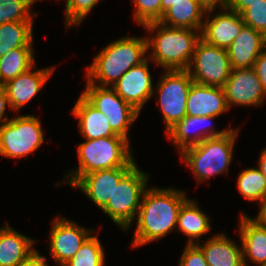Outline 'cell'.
Segmentation results:
<instances>
[{"label": "cell", "instance_id": "obj_1", "mask_svg": "<svg viewBox=\"0 0 266 266\" xmlns=\"http://www.w3.org/2000/svg\"><path fill=\"white\" fill-rule=\"evenodd\" d=\"M186 192L173 188H147L137 212L132 247L156 241L176 228L178 215L188 199Z\"/></svg>", "mask_w": 266, "mask_h": 266}, {"label": "cell", "instance_id": "obj_2", "mask_svg": "<svg viewBox=\"0 0 266 266\" xmlns=\"http://www.w3.org/2000/svg\"><path fill=\"white\" fill-rule=\"evenodd\" d=\"M143 27L148 32L156 34L146 38L147 51L152 50L149 58L156 65L163 67L166 71L187 70L195 46L201 38L199 30L170 27L160 22L148 23Z\"/></svg>", "mask_w": 266, "mask_h": 266}, {"label": "cell", "instance_id": "obj_3", "mask_svg": "<svg viewBox=\"0 0 266 266\" xmlns=\"http://www.w3.org/2000/svg\"><path fill=\"white\" fill-rule=\"evenodd\" d=\"M147 52L146 37L117 39L96 55L86 70L87 80L97 86H113L130 68L143 62Z\"/></svg>", "mask_w": 266, "mask_h": 266}, {"label": "cell", "instance_id": "obj_4", "mask_svg": "<svg viewBox=\"0 0 266 266\" xmlns=\"http://www.w3.org/2000/svg\"><path fill=\"white\" fill-rule=\"evenodd\" d=\"M129 143L124 137L86 139L77 148L79 168L71 170L64 182L72 186L83 175L97 170L134 167L136 163Z\"/></svg>", "mask_w": 266, "mask_h": 266}, {"label": "cell", "instance_id": "obj_5", "mask_svg": "<svg viewBox=\"0 0 266 266\" xmlns=\"http://www.w3.org/2000/svg\"><path fill=\"white\" fill-rule=\"evenodd\" d=\"M238 129H229L219 137L205 139L180 152L181 161L189 165L199 183L219 173L227 174L233 159V148Z\"/></svg>", "mask_w": 266, "mask_h": 266}, {"label": "cell", "instance_id": "obj_6", "mask_svg": "<svg viewBox=\"0 0 266 266\" xmlns=\"http://www.w3.org/2000/svg\"><path fill=\"white\" fill-rule=\"evenodd\" d=\"M148 175L135 165L114 188L111 199L102 208L117 226L127 230L135 219L145 190Z\"/></svg>", "mask_w": 266, "mask_h": 266}, {"label": "cell", "instance_id": "obj_7", "mask_svg": "<svg viewBox=\"0 0 266 266\" xmlns=\"http://www.w3.org/2000/svg\"><path fill=\"white\" fill-rule=\"evenodd\" d=\"M41 123L33 115L17 116L0 125V154L21 158L36 151L44 142Z\"/></svg>", "mask_w": 266, "mask_h": 266}, {"label": "cell", "instance_id": "obj_8", "mask_svg": "<svg viewBox=\"0 0 266 266\" xmlns=\"http://www.w3.org/2000/svg\"><path fill=\"white\" fill-rule=\"evenodd\" d=\"M187 71L195 83L223 87L232 71L227 49L200 38Z\"/></svg>", "mask_w": 266, "mask_h": 266}, {"label": "cell", "instance_id": "obj_9", "mask_svg": "<svg viewBox=\"0 0 266 266\" xmlns=\"http://www.w3.org/2000/svg\"><path fill=\"white\" fill-rule=\"evenodd\" d=\"M162 75L155 90L167 132L187 115V96L193 80L187 70H167Z\"/></svg>", "mask_w": 266, "mask_h": 266}, {"label": "cell", "instance_id": "obj_10", "mask_svg": "<svg viewBox=\"0 0 266 266\" xmlns=\"http://www.w3.org/2000/svg\"><path fill=\"white\" fill-rule=\"evenodd\" d=\"M110 87L97 86L87 80L86 89L82 95L107 117L111 129L117 135L129 140V128L140 112Z\"/></svg>", "mask_w": 266, "mask_h": 266}, {"label": "cell", "instance_id": "obj_11", "mask_svg": "<svg viewBox=\"0 0 266 266\" xmlns=\"http://www.w3.org/2000/svg\"><path fill=\"white\" fill-rule=\"evenodd\" d=\"M51 228L50 256L52 255L55 263L61 266L74 257L93 232L71 220H67L65 217L54 219Z\"/></svg>", "mask_w": 266, "mask_h": 266}, {"label": "cell", "instance_id": "obj_12", "mask_svg": "<svg viewBox=\"0 0 266 266\" xmlns=\"http://www.w3.org/2000/svg\"><path fill=\"white\" fill-rule=\"evenodd\" d=\"M228 108L231 106H259L266 99L253 67L233 69L223 86Z\"/></svg>", "mask_w": 266, "mask_h": 266}, {"label": "cell", "instance_id": "obj_13", "mask_svg": "<svg viewBox=\"0 0 266 266\" xmlns=\"http://www.w3.org/2000/svg\"><path fill=\"white\" fill-rule=\"evenodd\" d=\"M148 60L150 59L146 58L139 65L130 68L111 87L123 100L139 112L153 96L155 89L148 68Z\"/></svg>", "mask_w": 266, "mask_h": 266}, {"label": "cell", "instance_id": "obj_14", "mask_svg": "<svg viewBox=\"0 0 266 266\" xmlns=\"http://www.w3.org/2000/svg\"><path fill=\"white\" fill-rule=\"evenodd\" d=\"M221 10L216 12L217 14L214 15L212 19L209 18V15L215 10L206 11V18H204L205 20L200 31V37L211 45L228 49L233 40L239 35L245 23L243 22L241 14L226 7Z\"/></svg>", "mask_w": 266, "mask_h": 266}, {"label": "cell", "instance_id": "obj_15", "mask_svg": "<svg viewBox=\"0 0 266 266\" xmlns=\"http://www.w3.org/2000/svg\"><path fill=\"white\" fill-rule=\"evenodd\" d=\"M133 167H116L97 170L80 177L72 186L82 190L102 209L111 199L115 186Z\"/></svg>", "mask_w": 266, "mask_h": 266}, {"label": "cell", "instance_id": "obj_16", "mask_svg": "<svg viewBox=\"0 0 266 266\" xmlns=\"http://www.w3.org/2000/svg\"><path fill=\"white\" fill-rule=\"evenodd\" d=\"M215 118V116L193 117L186 115L180 122L170 128L166 134L177 145L179 152H181L183 149L199 144L205 139L219 137L229 131V129L215 131L214 127L210 128L208 125L212 126L211 122L213 123L212 120ZM198 127H200V130ZM194 128H198L196 132H194Z\"/></svg>", "mask_w": 266, "mask_h": 266}, {"label": "cell", "instance_id": "obj_17", "mask_svg": "<svg viewBox=\"0 0 266 266\" xmlns=\"http://www.w3.org/2000/svg\"><path fill=\"white\" fill-rule=\"evenodd\" d=\"M54 69L50 67L32 71L31 67L28 71L3 84L11 110L17 112L30 102L50 78Z\"/></svg>", "mask_w": 266, "mask_h": 266}, {"label": "cell", "instance_id": "obj_18", "mask_svg": "<svg viewBox=\"0 0 266 266\" xmlns=\"http://www.w3.org/2000/svg\"><path fill=\"white\" fill-rule=\"evenodd\" d=\"M223 87L192 82L187 96V116H219L228 110Z\"/></svg>", "mask_w": 266, "mask_h": 266}, {"label": "cell", "instance_id": "obj_19", "mask_svg": "<svg viewBox=\"0 0 266 266\" xmlns=\"http://www.w3.org/2000/svg\"><path fill=\"white\" fill-rule=\"evenodd\" d=\"M265 48L266 36L244 25L227 49L232 70L253 67L254 62Z\"/></svg>", "mask_w": 266, "mask_h": 266}, {"label": "cell", "instance_id": "obj_20", "mask_svg": "<svg viewBox=\"0 0 266 266\" xmlns=\"http://www.w3.org/2000/svg\"><path fill=\"white\" fill-rule=\"evenodd\" d=\"M240 216L239 236L244 266H248L247 258L263 266L266 264V225L243 213Z\"/></svg>", "mask_w": 266, "mask_h": 266}, {"label": "cell", "instance_id": "obj_21", "mask_svg": "<svg viewBox=\"0 0 266 266\" xmlns=\"http://www.w3.org/2000/svg\"><path fill=\"white\" fill-rule=\"evenodd\" d=\"M74 104L72 113L79 119V132L85 139L93 140L103 137H122L111 129L107 117L82 94Z\"/></svg>", "mask_w": 266, "mask_h": 266}, {"label": "cell", "instance_id": "obj_22", "mask_svg": "<svg viewBox=\"0 0 266 266\" xmlns=\"http://www.w3.org/2000/svg\"><path fill=\"white\" fill-rule=\"evenodd\" d=\"M204 253L209 266H244L243 250L224 233L212 236L204 245L195 243Z\"/></svg>", "mask_w": 266, "mask_h": 266}, {"label": "cell", "instance_id": "obj_23", "mask_svg": "<svg viewBox=\"0 0 266 266\" xmlns=\"http://www.w3.org/2000/svg\"><path fill=\"white\" fill-rule=\"evenodd\" d=\"M36 240L27 237L7 225L0 228V266H17L36 250ZM33 248V249H32Z\"/></svg>", "mask_w": 266, "mask_h": 266}, {"label": "cell", "instance_id": "obj_24", "mask_svg": "<svg viewBox=\"0 0 266 266\" xmlns=\"http://www.w3.org/2000/svg\"><path fill=\"white\" fill-rule=\"evenodd\" d=\"M205 14V9L197 0H178L163 13L159 22L170 27L201 31Z\"/></svg>", "mask_w": 266, "mask_h": 266}, {"label": "cell", "instance_id": "obj_25", "mask_svg": "<svg viewBox=\"0 0 266 266\" xmlns=\"http://www.w3.org/2000/svg\"><path fill=\"white\" fill-rule=\"evenodd\" d=\"M211 223L209 217L197 206L195 200L187 199L181 206L176 227L189 239L187 244L194 245L195 240L199 243L202 235L210 232Z\"/></svg>", "mask_w": 266, "mask_h": 266}, {"label": "cell", "instance_id": "obj_26", "mask_svg": "<svg viewBox=\"0 0 266 266\" xmlns=\"http://www.w3.org/2000/svg\"><path fill=\"white\" fill-rule=\"evenodd\" d=\"M33 22L0 25V57L15 48H33Z\"/></svg>", "mask_w": 266, "mask_h": 266}, {"label": "cell", "instance_id": "obj_27", "mask_svg": "<svg viewBox=\"0 0 266 266\" xmlns=\"http://www.w3.org/2000/svg\"><path fill=\"white\" fill-rule=\"evenodd\" d=\"M34 58L33 48H15L0 57V85L16 78L31 67L35 69Z\"/></svg>", "mask_w": 266, "mask_h": 266}, {"label": "cell", "instance_id": "obj_28", "mask_svg": "<svg viewBox=\"0 0 266 266\" xmlns=\"http://www.w3.org/2000/svg\"><path fill=\"white\" fill-rule=\"evenodd\" d=\"M237 178V187L242 196L261 205L266 198V179L259 168L245 169Z\"/></svg>", "mask_w": 266, "mask_h": 266}, {"label": "cell", "instance_id": "obj_29", "mask_svg": "<svg viewBox=\"0 0 266 266\" xmlns=\"http://www.w3.org/2000/svg\"><path fill=\"white\" fill-rule=\"evenodd\" d=\"M104 250L98 236H90L72 259L63 266H104Z\"/></svg>", "mask_w": 266, "mask_h": 266}, {"label": "cell", "instance_id": "obj_30", "mask_svg": "<svg viewBox=\"0 0 266 266\" xmlns=\"http://www.w3.org/2000/svg\"><path fill=\"white\" fill-rule=\"evenodd\" d=\"M38 0H0V25L9 22H33L31 6Z\"/></svg>", "mask_w": 266, "mask_h": 266}, {"label": "cell", "instance_id": "obj_31", "mask_svg": "<svg viewBox=\"0 0 266 266\" xmlns=\"http://www.w3.org/2000/svg\"><path fill=\"white\" fill-rule=\"evenodd\" d=\"M135 5L133 17L138 24L159 22L161 19V0H132Z\"/></svg>", "mask_w": 266, "mask_h": 266}, {"label": "cell", "instance_id": "obj_32", "mask_svg": "<svg viewBox=\"0 0 266 266\" xmlns=\"http://www.w3.org/2000/svg\"><path fill=\"white\" fill-rule=\"evenodd\" d=\"M241 17L246 26L266 36V0L264 3L251 4L241 13Z\"/></svg>", "mask_w": 266, "mask_h": 266}, {"label": "cell", "instance_id": "obj_33", "mask_svg": "<svg viewBox=\"0 0 266 266\" xmlns=\"http://www.w3.org/2000/svg\"><path fill=\"white\" fill-rule=\"evenodd\" d=\"M179 266H209L204 253L202 250L196 245L185 246L184 252L181 255Z\"/></svg>", "mask_w": 266, "mask_h": 266}, {"label": "cell", "instance_id": "obj_34", "mask_svg": "<svg viewBox=\"0 0 266 266\" xmlns=\"http://www.w3.org/2000/svg\"><path fill=\"white\" fill-rule=\"evenodd\" d=\"M253 68L266 95V48L260 53L259 57L254 62Z\"/></svg>", "mask_w": 266, "mask_h": 266}, {"label": "cell", "instance_id": "obj_35", "mask_svg": "<svg viewBox=\"0 0 266 266\" xmlns=\"http://www.w3.org/2000/svg\"><path fill=\"white\" fill-rule=\"evenodd\" d=\"M265 0H226V8L241 14L251 4L264 3Z\"/></svg>", "mask_w": 266, "mask_h": 266}, {"label": "cell", "instance_id": "obj_36", "mask_svg": "<svg viewBox=\"0 0 266 266\" xmlns=\"http://www.w3.org/2000/svg\"><path fill=\"white\" fill-rule=\"evenodd\" d=\"M46 257L42 256L37 250L32 253L26 260L19 263L17 266H48Z\"/></svg>", "mask_w": 266, "mask_h": 266}, {"label": "cell", "instance_id": "obj_37", "mask_svg": "<svg viewBox=\"0 0 266 266\" xmlns=\"http://www.w3.org/2000/svg\"><path fill=\"white\" fill-rule=\"evenodd\" d=\"M6 106L10 108L8 97L6 95L5 89L0 85V124L3 125L5 122L9 121L8 115H5ZM4 118V119H3Z\"/></svg>", "mask_w": 266, "mask_h": 266}, {"label": "cell", "instance_id": "obj_38", "mask_svg": "<svg viewBox=\"0 0 266 266\" xmlns=\"http://www.w3.org/2000/svg\"><path fill=\"white\" fill-rule=\"evenodd\" d=\"M205 11L216 10L215 8L222 9L226 6V0H197ZM220 6V7H219Z\"/></svg>", "mask_w": 266, "mask_h": 266}, {"label": "cell", "instance_id": "obj_39", "mask_svg": "<svg viewBox=\"0 0 266 266\" xmlns=\"http://www.w3.org/2000/svg\"><path fill=\"white\" fill-rule=\"evenodd\" d=\"M260 223L266 225V198L261 203L258 215L255 217Z\"/></svg>", "mask_w": 266, "mask_h": 266}, {"label": "cell", "instance_id": "obj_40", "mask_svg": "<svg viewBox=\"0 0 266 266\" xmlns=\"http://www.w3.org/2000/svg\"><path fill=\"white\" fill-rule=\"evenodd\" d=\"M259 159L260 160H258L259 162L257 166L266 179V148L263 149Z\"/></svg>", "mask_w": 266, "mask_h": 266}, {"label": "cell", "instance_id": "obj_41", "mask_svg": "<svg viewBox=\"0 0 266 266\" xmlns=\"http://www.w3.org/2000/svg\"><path fill=\"white\" fill-rule=\"evenodd\" d=\"M178 0H161V17L165 11H167L174 2H177Z\"/></svg>", "mask_w": 266, "mask_h": 266}]
</instances>
